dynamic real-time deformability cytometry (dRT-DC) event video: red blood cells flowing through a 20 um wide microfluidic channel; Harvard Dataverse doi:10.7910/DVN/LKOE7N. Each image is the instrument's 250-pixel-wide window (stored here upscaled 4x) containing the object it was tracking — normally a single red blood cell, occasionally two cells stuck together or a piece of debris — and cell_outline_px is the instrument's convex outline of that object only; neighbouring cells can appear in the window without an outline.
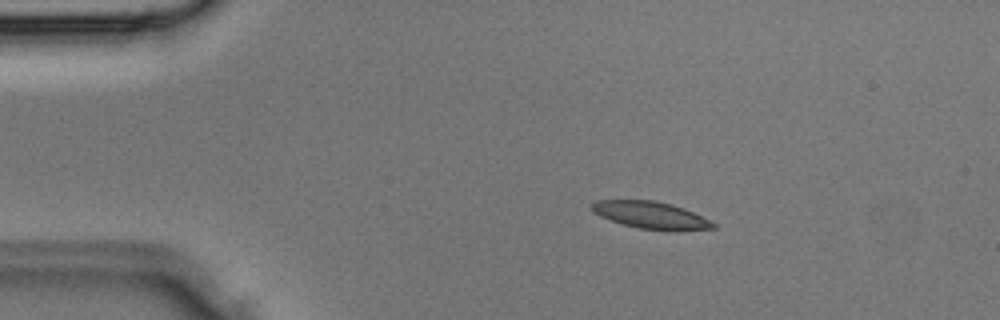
{"species": "Egyptian fruit bat (a non-hibernating species)", "species_latin": "Rousettus aegyptiacus", "temperature_condition": "room temperature", "stored_images_in_passage": 12, "camera_frame_rate_fps": 3000, "um_per_image_px": 0.085, "animal": {"sex": "male"}, "frame": {"image": 1, "passage_image": 7, "time_ms": 2.0, "image_size_px": [1000, 320], "cell_outline_px": [[716, 228], [640, 228], [624, 224], [600, 216], [592, 212], [592, 204], [596, 200], [656, 200], [672, 204], [684, 208], [716, 224]], "centroid_in_image_um": [55.22, 18.22], "position_along_channel_um": 29.8, "area_um2": 18.15}}